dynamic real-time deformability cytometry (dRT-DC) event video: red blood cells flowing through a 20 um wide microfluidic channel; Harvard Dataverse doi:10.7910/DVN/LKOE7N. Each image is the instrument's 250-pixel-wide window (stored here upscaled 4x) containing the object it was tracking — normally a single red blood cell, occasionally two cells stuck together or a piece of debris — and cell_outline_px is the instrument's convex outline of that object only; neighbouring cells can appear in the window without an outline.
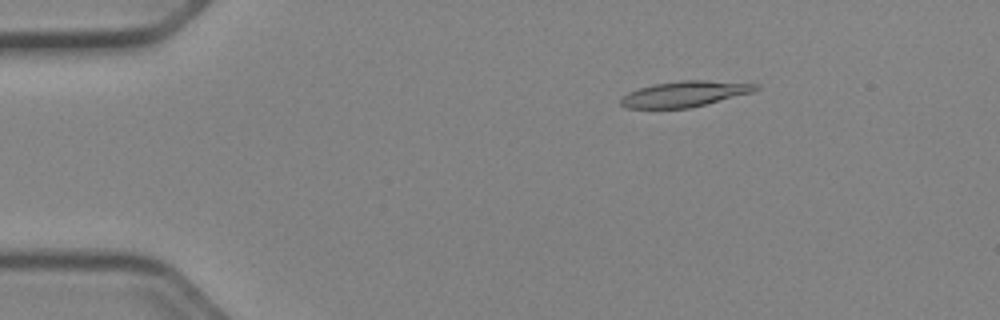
{"species": "Egyptian fruit bat (a non-hibernating species)", "species_latin": "Rousettus aegyptiacus", "temperature_condition": "cold", "stored_images_in_passage": 52, "camera_frame_rate_fps": 3000, "um_per_image_px": 0.085, "animal": {"sex": "female"}, "frame": {"image": 1, "passage_image": 9, "time_ms": 2.667, "image_size_px": [1000, 320], "cell_outline_px": [[760, 88], [752, 92], [688, 108], [628, 108], [620, 104], [620, 100], [628, 92], [652, 84], [680, 80], [704, 80], [760, 84]], "centroid_in_image_um": [58.19, 7.97], "position_along_channel_um": 26.8, "area_um2": 19.94}}
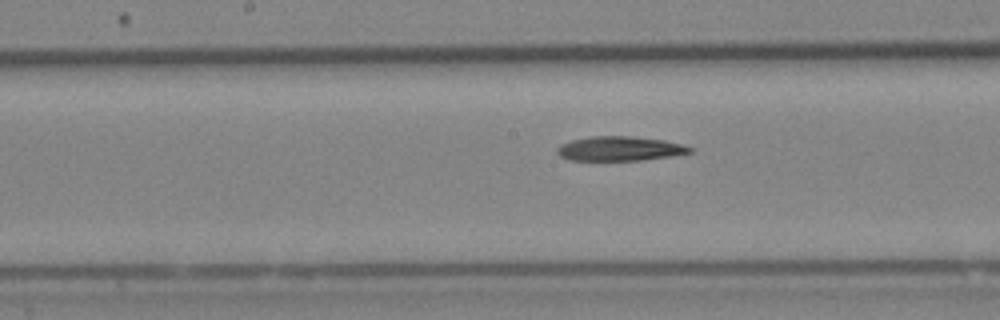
{"frame": {"image": 2, "passage_image": 27, "time_ms": 8.667, "image_size_px": [1000, 320], "cell_outline_px": [[696, 148], [692, 152], [668, 156], [640, 160], [568, 160], [560, 156], [556, 152], [556, 148], [560, 144], [572, 140], [592, 136], [632, 136], [664, 140]], "centroid_in_image_um": [52.65, 12.63], "position_along_channel_um": 195.5, "area_um2": 18.84}}
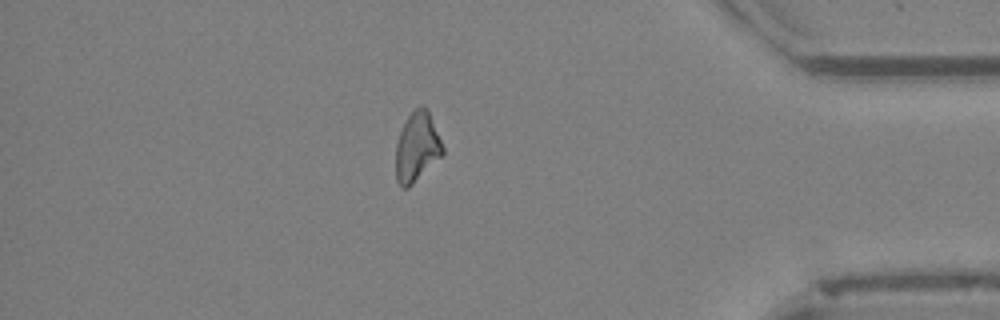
{"frame": {"image": 3, "passage_image": 45, "time_ms": 14.667, "image_size_px": [1000, 320], "cell_outline_px": [[444, 152], [408, 188], [400, 188], [396, 180], [396, 144], [400, 132], [408, 116], [420, 104], [428, 108], [444, 148]], "centroid_in_image_um": [35.43, 12.48], "position_along_channel_um": 399.8, "area_um2": 18.79}}